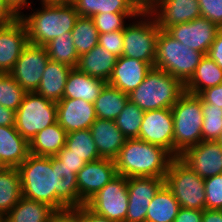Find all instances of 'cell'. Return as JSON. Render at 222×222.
<instances>
[{
	"mask_svg": "<svg viewBox=\"0 0 222 222\" xmlns=\"http://www.w3.org/2000/svg\"><path fill=\"white\" fill-rule=\"evenodd\" d=\"M201 17L222 29V0H198Z\"/></svg>",
	"mask_w": 222,
	"mask_h": 222,
	"instance_id": "7bdbcfd3",
	"label": "cell"
},
{
	"mask_svg": "<svg viewBox=\"0 0 222 222\" xmlns=\"http://www.w3.org/2000/svg\"><path fill=\"white\" fill-rule=\"evenodd\" d=\"M80 222H113L109 219L95 214L85 205L80 206Z\"/></svg>",
	"mask_w": 222,
	"mask_h": 222,
	"instance_id": "816d5d0a",
	"label": "cell"
},
{
	"mask_svg": "<svg viewBox=\"0 0 222 222\" xmlns=\"http://www.w3.org/2000/svg\"><path fill=\"white\" fill-rule=\"evenodd\" d=\"M175 157L165 148L138 138L127 139L114 159L117 175L164 178Z\"/></svg>",
	"mask_w": 222,
	"mask_h": 222,
	"instance_id": "7a4b0ae2",
	"label": "cell"
},
{
	"mask_svg": "<svg viewBox=\"0 0 222 222\" xmlns=\"http://www.w3.org/2000/svg\"><path fill=\"white\" fill-rule=\"evenodd\" d=\"M144 111L135 103L128 100L127 104L114 120L116 126L127 139L139 137Z\"/></svg>",
	"mask_w": 222,
	"mask_h": 222,
	"instance_id": "8d00e7d4",
	"label": "cell"
},
{
	"mask_svg": "<svg viewBox=\"0 0 222 222\" xmlns=\"http://www.w3.org/2000/svg\"><path fill=\"white\" fill-rule=\"evenodd\" d=\"M67 132L58 123L39 131L29 141V153L36 156H55L66 143Z\"/></svg>",
	"mask_w": 222,
	"mask_h": 222,
	"instance_id": "4316f807",
	"label": "cell"
},
{
	"mask_svg": "<svg viewBox=\"0 0 222 222\" xmlns=\"http://www.w3.org/2000/svg\"><path fill=\"white\" fill-rule=\"evenodd\" d=\"M72 0H37L39 3H64V2H71Z\"/></svg>",
	"mask_w": 222,
	"mask_h": 222,
	"instance_id": "9f6ffc18",
	"label": "cell"
},
{
	"mask_svg": "<svg viewBox=\"0 0 222 222\" xmlns=\"http://www.w3.org/2000/svg\"><path fill=\"white\" fill-rule=\"evenodd\" d=\"M57 104V122L67 133L90 129L97 119L94 103L63 98Z\"/></svg>",
	"mask_w": 222,
	"mask_h": 222,
	"instance_id": "d6986e66",
	"label": "cell"
},
{
	"mask_svg": "<svg viewBox=\"0 0 222 222\" xmlns=\"http://www.w3.org/2000/svg\"><path fill=\"white\" fill-rule=\"evenodd\" d=\"M21 198V177L18 168L5 167L0 171V216L4 218Z\"/></svg>",
	"mask_w": 222,
	"mask_h": 222,
	"instance_id": "d6a6232c",
	"label": "cell"
},
{
	"mask_svg": "<svg viewBox=\"0 0 222 222\" xmlns=\"http://www.w3.org/2000/svg\"><path fill=\"white\" fill-rule=\"evenodd\" d=\"M18 18L27 29L28 43L45 46L65 32H71L79 17L71 2L38 3Z\"/></svg>",
	"mask_w": 222,
	"mask_h": 222,
	"instance_id": "6da1fadb",
	"label": "cell"
},
{
	"mask_svg": "<svg viewBox=\"0 0 222 222\" xmlns=\"http://www.w3.org/2000/svg\"><path fill=\"white\" fill-rule=\"evenodd\" d=\"M71 69V66L49 59L36 93L58 103L63 99L67 77Z\"/></svg>",
	"mask_w": 222,
	"mask_h": 222,
	"instance_id": "cb8c5ba5",
	"label": "cell"
},
{
	"mask_svg": "<svg viewBox=\"0 0 222 222\" xmlns=\"http://www.w3.org/2000/svg\"><path fill=\"white\" fill-rule=\"evenodd\" d=\"M164 181L180 207L205 209L204 178L197 175L179 157H175L171 161Z\"/></svg>",
	"mask_w": 222,
	"mask_h": 222,
	"instance_id": "ba28073f",
	"label": "cell"
},
{
	"mask_svg": "<svg viewBox=\"0 0 222 222\" xmlns=\"http://www.w3.org/2000/svg\"><path fill=\"white\" fill-rule=\"evenodd\" d=\"M128 202L127 178L117 175L91 197L85 206L110 221L125 222Z\"/></svg>",
	"mask_w": 222,
	"mask_h": 222,
	"instance_id": "30bf717a",
	"label": "cell"
},
{
	"mask_svg": "<svg viewBox=\"0 0 222 222\" xmlns=\"http://www.w3.org/2000/svg\"><path fill=\"white\" fill-rule=\"evenodd\" d=\"M18 16L11 10L4 0H0V27L14 22Z\"/></svg>",
	"mask_w": 222,
	"mask_h": 222,
	"instance_id": "f907efd6",
	"label": "cell"
},
{
	"mask_svg": "<svg viewBox=\"0 0 222 222\" xmlns=\"http://www.w3.org/2000/svg\"><path fill=\"white\" fill-rule=\"evenodd\" d=\"M57 122V104L36 92H26L16 110L15 128L28 142L46 127Z\"/></svg>",
	"mask_w": 222,
	"mask_h": 222,
	"instance_id": "9c48e42d",
	"label": "cell"
},
{
	"mask_svg": "<svg viewBox=\"0 0 222 222\" xmlns=\"http://www.w3.org/2000/svg\"><path fill=\"white\" fill-rule=\"evenodd\" d=\"M148 11L161 30L201 17L198 0H158Z\"/></svg>",
	"mask_w": 222,
	"mask_h": 222,
	"instance_id": "e0dca14e",
	"label": "cell"
},
{
	"mask_svg": "<svg viewBox=\"0 0 222 222\" xmlns=\"http://www.w3.org/2000/svg\"><path fill=\"white\" fill-rule=\"evenodd\" d=\"M202 222H222V210H203Z\"/></svg>",
	"mask_w": 222,
	"mask_h": 222,
	"instance_id": "db71d44e",
	"label": "cell"
},
{
	"mask_svg": "<svg viewBox=\"0 0 222 222\" xmlns=\"http://www.w3.org/2000/svg\"><path fill=\"white\" fill-rule=\"evenodd\" d=\"M203 210L180 207L173 222H202Z\"/></svg>",
	"mask_w": 222,
	"mask_h": 222,
	"instance_id": "bcb514c9",
	"label": "cell"
},
{
	"mask_svg": "<svg viewBox=\"0 0 222 222\" xmlns=\"http://www.w3.org/2000/svg\"><path fill=\"white\" fill-rule=\"evenodd\" d=\"M202 141H217L222 132V107L202 101Z\"/></svg>",
	"mask_w": 222,
	"mask_h": 222,
	"instance_id": "74e56055",
	"label": "cell"
},
{
	"mask_svg": "<svg viewBox=\"0 0 222 222\" xmlns=\"http://www.w3.org/2000/svg\"><path fill=\"white\" fill-rule=\"evenodd\" d=\"M151 69L152 66L147 62L122 55L117 58L107 83L129 95L143 82Z\"/></svg>",
	"mask_w": 222,
	"mask_h": 222,
	"instance_id": "ffe728a7",
	"label": "cell"
},
{
	"mask_svg": "<svg viewBox=\"0 0 222 222\" xmlns=\"http://www.w3.org/2000/svg\"><path fill=\"white\" fill-rule=\"evenodd\" d=\"M50 60L76 68L79 55L76 52L71 32H65L45 45Z\"/></svg>",
	"mask_w": 222,
	"mask_h": 222,
	"instance_id": "d590c367",
	"label": "cell"
},
{
	"mask_svg": "<svg viewBox=\"0 0 222 222\" xmlns=\"http://www.w3.org/2000/svg\"><path fill=\"white\" fill-rule=\"evenodd\" d=\"M52 168H55L56 211L80 207L76 173L56 156H52Z\"/></svg>",
	"mask_w": 222,
	"mask_h": 222,
	"instance_id": "44dd1931",
	"label": "cell"
},
{
	"mask_svg": "<svg viewBox=\"0 0 222 222\" xmlns=\"http://www.w3.org/2000/svg\"><path fill=\"white\" fill-rule=\"evenodd\" d=\"M139 13H99L92 18L99 34L124 30L125 25Z\"/></svg>",
	"mask_w": 222,
	"mask_h": 222,
	"instance_id": "ab89813d",
	"label": "cell"
},
{
	"mask_svg": "<svg viewBox=\"0 0 222 222\" xmlns=\"http://www.w3.org/2000/svg\"><path fill=\"white\" fill-rule=\"evenodd\" d=\"M198 96L204 103L222 107V84L205 89Z\"/></svg>",
	"mask_w": 222,
	"mask_h": 222,
	"instance_id": "f6af8a7d",
	"label": "cell"
},
{
	"mask_svg": "<svg viewBox=\"0 0 222 222\" xmlns=\"http://www.w3.org/2000/svg\"><path fill=\"white\" fill-rule=\"evenodd\" d=\"M79 16L93 17L99 13H140L133 0H72Z\"/></svg>",
	"mask_w": 222,
	"mask_h": 222,
	"instance_id": "f1b7e54d",
	"label": "cell"
},
{
	"mask_svg": "<svg viewBox=\"0 0 222 222\" xmlns=\"http://www.w3.org/2000/svg\"><path fill=\"white\" fill-rule=\"evenodd\" d=\"M179 209L178 201L164 184L152 198L145 222H173Z\"/></svg>",
	"mask_w": 222,
	"mask_h": 222,
	"instance_id": "4dcf8cb0",
	"label": "cell"
},
{
	"mask_svg": "<svg viewBox=\"0 0 222 222\" xmlns=\"http://www.w3.org/2000/svg\"><path fill=\"white\" fill-rule=\"evenodd\" d=\"M0 222H4V218L0 216Z\"/></svg>",
	"mask_w": 222,
	"mask_h": 222,
	"instance_id": "91938a15",
	"label": "cell"
},
{
	"mask_svg": "<svg viewBox=\"0 0 222 222\" xmlns=\"http://www.w3.org/2000/svg\"><path fill=\"white\" fill-rule=\"evenodd\" d=\"M179 158L201 178L222 174V145L217 141H201Z\"/></svg>",
	"mask_w": 222,
	"mask_h": 222,
	"instance_id": "9a60e30c",
	"label": "cell"
},
{
	"mask_svg": "<svg viewBox=\"0 0 222 222\" xmlns=\"http://www.w3.org/2000/svg\"><path fill=\"white\" fill-rule=\"evenodd\" d=\"M71 35L79 57L98 45L99 33L92 17L79 16Z\"/></svg>",
	"mask_w": 222,
	"mask_h": 222,
	"instance_id": "836d02e7",
	"label": "cell"
},
{
	"mask_svg": "<svg viewBox=\"0 0 222 222\" xmlns=\"http://www.w3.org/2000/svg\"><path fill=\"white\" fill-rule=\"evenodd\" d=\"M115 176H117V171L114 160L100 158L86 163L76 174L80 206L85 205Z\"/></svg>",
	"mask_w": 222,
	"mask_h": 222,
	"instance_id": "2e32d148",
	"label": "cell"
},
{
	"mask_svg": "<svg viewBox=\"0 0 222 222\" xmlns=\"http://www.w3.org/2000/svg\"><path fill=\"white\" fill-rule=\"evenodd\" d=\"M220 28L204 17L168 27L165 31L190 49L207 54Z\"/></svg>",
	"mask_w": 222,
	"mask_h": 222,
	"instance_id": "7c38bea8",
	"label": "cell"
},
{
	"mask_svg": "<svg viewBox=\"0 0 222 222\" xmlns=\"http://www.w3.org/2000/svg\"><path fill=\"white\" fill-rule=\"evenodd\" d=\"M173 114V156L179 157L187 148L202 141V99L184 92L171 108Z\"/></svg>",
	"mask_w": 222,
	"mask_h": 222,
	"instance_id": "277c9868",
	"label": "cell"
},
{
	"mask_svg": "<svg viewBox=\"0 0 222 222\" xmlns=\"http://www.w3.org/2000/svg\"><path fill=\"white\" fill-rule=\"evenodd\" d=\"M5 168V166L3 165V163L0 161V171L3 170Z\"/></svg>",
	"mask_w": 222,
	"mask_h": 222,
	"instance_id": "680465c9",
	"label": "cell"
},
{
	"mask_svg": "<svg viewBox=\"0 0 222 222\" xmlns=\"http://www.w3.org/2000/svg\"><path fill=\"white\" fill-rule=\"evenodd\" d=\"M65 146L70 153L82 158L86 163L100 159L90 129L67 133Z\"/></svg>",
	"mask_w": 222,
	"mask_h": 222,
	"instance_id": "e575fe53",
	"label": "cell"
},
{
	"mask_svg": "<svg viewBox=\"0 0 222 222\" xmlns=\"http://www.w3.org/2000/svg\"><path fill=\"white\" fill-rule=\"evenodd\" d=\"M51 222H80V207L57 211L52 217Z\"/></svg>",
	"mask_w": 222,
	"mask_h": 222,
	"instance_id": "c3c4849f",
	"label": "cell"
},
{
	"mask_svg": "<svg viewBox=\"0 0 222 222\" xmlns=\"http://www.w3.org/2000/svg\"><path fill=\"white\" fill-rule=\"evenodd\" d=\"M206 56H208L211 60H214L215 63L222 69V29L217 32Z\"/></svg>",
	"mask_w": 222,
	"mask_h": 222,
	"instance_id": "7dc6e473",
	"label": "cell"
},
{
	"mask_svg": "<svg viewBox=\"0 0 222 222\" xmlns=\"http://www.w3.org/2000/svg\"><path fill=\"white\" fill-rule=\"evenodd\" d=\"M4 1L18 17L26 9L32 7L37 2V0H4Z\"/></svg>",
	"mask_w": 222,
	"mask_h": 222,
	"instance_id": "681fc988",
	"label": "cell"
},
{
	"mask_svg": "<svg viewBox=\"0 0 222 222\" xmlns=\"http://www.w3.org/2000/svg\"><path fill=\"white\" fill-rule=\"evenodd\" d=\"M49 59L45 46L28 43L10 74L25 92H36Z\"/></svg>",
	"mask_w": 222,
	"mask_h": 222,
	"instance_id": "8fae6325",
	"label": "cell"
},
{
	"mask_svg": "<svg viewBox=\"0 0 222 222\" xmlns=\"http://www.w3.org/2000/svg\"><path fill=\"white\" fill-rule=\"evenodd\" d=\"M98 44L115 57H121L124 48L123 30L99 34Z\"/></svg>",
	"mask_w": 222,
	"mask_h": 222,
	"instance_id": "b9f144b4",
	"label": "cell"
},
{
	"mask_svg": "<svg viewBox=\"0 0 222 222\" xmlns=\"http://www.w3.org/2000/svg\"><path fill=\"white\" fill-rule=\"evenodd\" d=\"M185 92V85L164 70L152 67L143 82L128 96L143 111L172 108Z\"/></svg>",
	"mask_w": 222,
	"mask_h": 222,
	"instance_id": "3957f363",
	"label": "cell"
},
{
	"mask_svg": "<svg viewBox=\"0 0 222 222\" xmlns=\"http://www.w3.org/2000/svg\"><path fill=\"white\" fill-rule=\"evenodd\" d=\"M173 135L171 108L144 111L138 139L161 146L173 155Z\"/></svg>",
	"mask_w": 222,
	"mask_h": 222,
	"instance_id": "5bb4252c",
	"label": "cell"
},
{
	"mask_svg": "<svg viewBox=\"0 0 222 222\" xmlns=\"http://www.w3.org/2000/svg\"><path fill=\"white\" fill-rule=\"evenodd\" d=\"M142 11H148L158 0H133Z\"/></svg>",
	"mask_w": 222,
	"mask_h": 222,
	"instance_id": "11a10c76",
	"label": "cell"
},
{
	"mask_svg": "<svg viewBox=\"0 0 222 222\" xmlns=\"http://www.w3.org/2000/svg\"><path fill=\"white\" fill-rule=\"evenodd\" d=\"M220 84H222V69L205 55L200 60L194 75L185 84V91L199 95L203 90Z\"/></svg>",
	"mask_w": 222,
	"mask_h": 222,
	"instance_id": "f546056e",
	"label": "cell"
},
{
	"mask_svg": "<svg viewBox=\"0 0 222 222\" xmlns=\"http://www.w3.org/2000/svg\"><path fill=\"white\" fill-rule=\"evenodd\" d=\"M27 44V29L19 18L0 27V73L12 71Z\"/></svg>",
	"mask_w": 222,
	"mask_h": 222,
	"instance_id": "ac0fdd59",
	"label": "cell"
},
{
	"mask_svg": "<svg viewBox=\"0 0 222 222\" xmlns=\"http://www.w3.org/2000/svg\"><path fill=\"white\" fill-rule=\"evenodd\" d=\"M205 55L185 46L165 30L158 34L154 67L171 74L184 85L194 75L200 60Z\"/></svg>",
	"mask_w": 222,
	"mask_h": 222,
	"instance_id": "8992f818",
	"label": "cell"
},
{
	"mask_svg": "<svg viewBox=\"0 0 222 222\" xmlns=\"http://www.w3.org/2000/svg\"><path fill=\"white\" fill-rule=\"evenodd\" d=\"M128 100V94L106 83L94 101L96 117L98 119L115 120Z\"/></svg>",
	"mask_w": 222,
	"mask_h": 222,
	"instance_id": "1f68e13d",
	"label": "cell"
},
{
	"mask_svg": "<svg viewBox=\"0 0 222 222\" xmlns=\"http://www.w3.org/2000/svg\"><path fill=\"white\" fill-rule=\"evenodd\" d=\"M217 142L222 145V132H221L220 137L218 138Z\"/></svg>",
	"mask_w": 222,
	"mask_h": 222,
	"instance_id": "6f0895ef",
	"label": "cell"
},
{
	"mask_svg": "<svg viewBox=\"0 0 222 222\" xmlns=\"http://www.w3.org/2000/svg\"><path fill=\"white\" fill-rule=\"evenodd\" d=\"M160 28L149 11H141L124 27L122 55L149 63L154 67Z\"/></svg>",
	"mask_w": 222,
	"mask_h": 222,
	"instance_id": "52a82bcc",
	"label": "cell"
},
{
	"mask_svg": "<svg viewBox=\"0 0 222 222\" xmlns=\"http://www.w3.org/2000/svg\"><path fill=\"white\" fill-rule=\"evenodd\" d=\"M56 212L47 203L22 197L4 217V222H51Z\"/></svg>",
	"mask_w": 222,
	"mask_h": 222,
	"instance_id": "83f0119b",
	"label": "cell"
},
{
	"mask_svg": "<svg viewBox=\"0 0 222 222\" xmlns=\"http://www.w3.org/2000/svg\"><path fill=\"white\" fill-rule=\"evenodd\" d=\"M25 93L10 73H0V105L16 111Z\"/></svg>",
	"mask_w": 222,
	"mask_h": 222,
	"instance_id": "f35d334b",
	"label": "cell"
},
{
	"mask_svg": "<svg viewBox=\"0 0 222 222\" xmlns=\"http://www.w3.org/2000/svg\"><path fill=\"white\" fill-rule=\"evenodd\" d=\"M16 111L0 105V126H15Z\"/></svg>",
	"mask_w": 222,
	"mask_h": 222,
	"instance_id": "f5cc1de1",
	"label": "cell"
},
{
	"mask_svg": "<svg viewBox=\"0 0 222 222\" xmlns=\"http://www.w3.org/2000/svg\"><path fill=\"white\" fill-rule=\"evenodd\" d=\"M106 83L84 74L77 67L72 68L67 77L63 98L83 99L94 103Z\"/></svg>",
	"mask_w": 222,
	"mask_h": 222,
	"instance_id": "484cf974",
	"label": "cell"
},
{
	"mask_svg": "<svg viewBox=\"0 0 222 222\" xmlns=\"http://www.w3.org/2000/svg\"><path fill=\"white\" fill-rule=\"evenodd\" d=\"M164 184V178H127L129 202L125 222H145L148 206Z\"/></svg>",
	"mask_w": 222,
	"mask_h": 222,
	"instance_id": "4fadbf2b",
	"label": "cell"
},
{
	"mask_svg": "<svg viewBox=\"0 0 222 222\" xmlns=\"http://www.w3.org/2000/svg\"><path fill=\"white\" fill-rule=\"evenodd\" d=\"M205 209L222 210V174L204 179Z\"/></svg>",
	"mask_w": 222,
	"mask_h": 222,
	"instance_id": "60d3db41",
	"label": "cell"
},
{
	"mask_svg": "<svg viewBox=\"0 0 222 222\" xmlns=\"http://www.w3.org/2000/svg\"><path fill=\"white\" fill-rule=\"evenodd\" d=\"M17 168L21 177L22 197L47 203L56 210L55 168H52V156L29 154Z\"/></svg>",
	"mask_w": 222,
	"mask_h": 222,
	"instance_id": "5b68a950",
	"label": "cell"
},
{
	"mask_svg": "<svg viewBox=\"0 0 222 222\" xmlns=\"http://www.w3.org/2000/svg\"><path fill=\"white\" fill-rule=\"evenodd\" d=\"M90 132L100 157L105 159L114 160L127 140L114 120L97 118Z\"/></svg>",
	"mask_w": 222,
	"mask_h": 222,
	"instance_id": "7402d4cb",
	"label": "cell"
},
{
	"mask_svg": "<svg viewBox=\"0 0 222 222\" xmlns=\"http://www.w3.org/2000/svg\"><path fill=\"white\" fill-rule=\"evenodd\" d=\"M55 156L62 161L65 166L71 168L76 174L86 164L82 158L70 153V149L66 146H64Z\"/></svg>",
	"mask_w": 222,
	"mask_h": 222,
	"instance_id": "ee69618b",
	"label": "cell"
},
{
	"mask_svg": "<svg viewBox=\"0 0 222 222\" xmlns=\"http://www.w3.org/2000/svg\"><path fill=\"white\" fill-rule=\"evenodd\" d=\"M29 154V142L15 126H0V161L5 167L17 168Z\"/></svg>",
	"mask_w": 222,
	"mask_h": 222,
	"instance_id": "603a6c76",
	"label": "cell"
},
{
	"mask_svg": "<svg viewBox=\"0 0 222 222\" xmlns=\"http://www.w3.org/2000/svg\"><path fill=\"white\" fill-rule=\"evenodd\" d=\"M116 61L117 57L98 44L79 57L77 68L84 74L108 82Z\"/></svg>",
	"mask_w": 222,
	"mask_h": 222,
	"instance_id": "d4e9b609",
	"label": "cell"
}]
</instances>
